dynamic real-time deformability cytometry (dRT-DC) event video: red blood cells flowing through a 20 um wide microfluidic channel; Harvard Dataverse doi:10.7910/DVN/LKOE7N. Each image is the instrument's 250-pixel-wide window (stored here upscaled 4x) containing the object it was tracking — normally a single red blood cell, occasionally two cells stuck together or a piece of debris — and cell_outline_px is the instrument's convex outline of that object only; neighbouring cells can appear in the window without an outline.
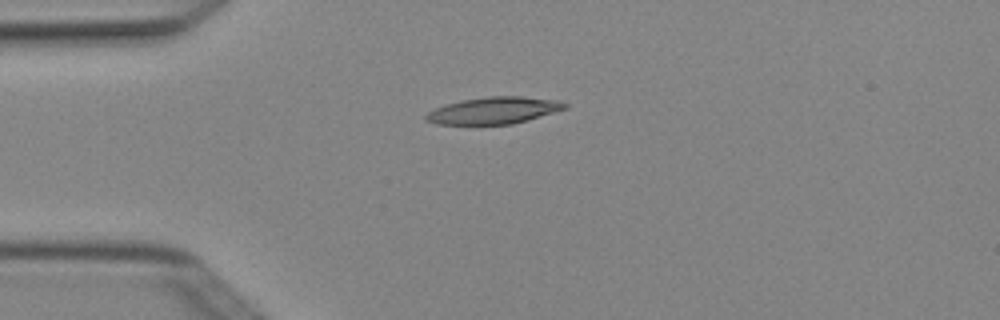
{"species": "Egyptian fruit bat (a non-hibernating species)", "species_latin": "Rousettus aegyptiacus", "temperature_condition": "cold", "stored_images_in_passage": 3, "camera_frame_rate_fps": 3000, "um_per_image_px": 0.085, "animal": {"sex": "female"}, "frame": {"image": 1, "passage_image": 3, "time_ms": 0.667, "image_size_px": [1000, 320], "cell_outline_px": [[568, 108], [528, 120], [512, 124], [436, 124], [424, 120], [424, 116], [428, 112], [436, 108], [460, 100], [488, 96], [520, 96], [560, 100], [568, 104]], "centroid_in_image_um": [42.0, 9.38], "position_along_channel_um": 43.0, "area_um2": 21.79}}